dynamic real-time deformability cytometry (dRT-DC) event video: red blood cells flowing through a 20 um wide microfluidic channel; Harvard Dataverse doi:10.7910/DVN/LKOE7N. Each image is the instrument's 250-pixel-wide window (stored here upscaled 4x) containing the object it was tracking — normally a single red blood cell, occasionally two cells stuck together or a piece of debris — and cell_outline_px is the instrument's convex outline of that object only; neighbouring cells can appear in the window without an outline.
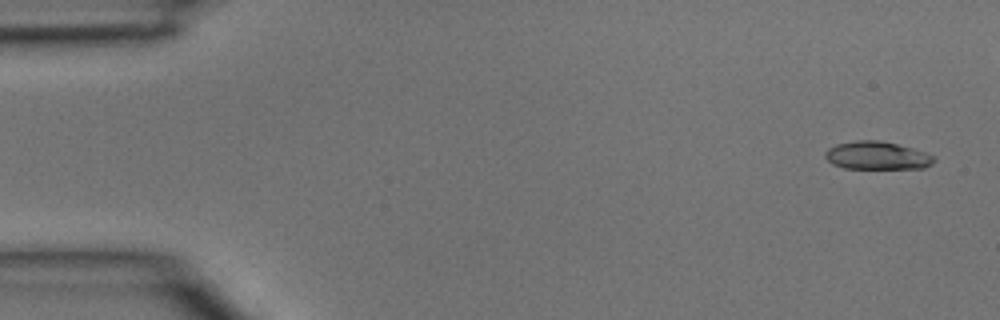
{"species": "common noctule bat (a hibernating species)", "species_latin": "Nyctalus noctula", "temperature_condition": "room temperature", "stored_images_in_passage": 5, "camera_frame_rate_fps": 3000, "um_per_image_px": 0.085, "animal": {"sex": "male", "body_mass_g": 15.6}, "frame": {"image": 1, "passage_image": 1, "time_ms": 0.0, "image_size_px": [1000, 320], "cell_outline_px": [[936, 160], [932, 164], [924, 168], [844, 168], [832, 164], [824, 156], [824, 152], [828, 148], [836, 144], [856, 140], [880, 140], [912, 148], [936, 156]], "centroid_in_image_um": [74.54, 13.22], "position_along_channel_um": 10.5, "area_um2": 17.8}}